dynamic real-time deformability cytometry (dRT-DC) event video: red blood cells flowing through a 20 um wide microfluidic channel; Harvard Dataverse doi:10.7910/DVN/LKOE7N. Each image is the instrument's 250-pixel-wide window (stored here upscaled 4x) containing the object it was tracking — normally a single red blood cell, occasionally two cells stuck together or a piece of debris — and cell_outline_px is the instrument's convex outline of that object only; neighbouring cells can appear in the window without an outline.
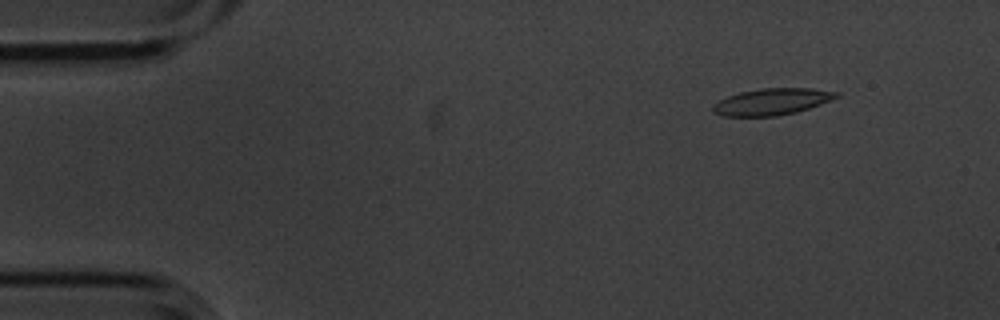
{"species": "common noctule bat (a hibernating species)", "species_latin": "Nyctalus noctula", "temperature_condition": "cold", "stored_images_in_passage": 8, "camera_frame_rate_fps": 3000, "um_per_image_px": 0.085, "animal": {"sex": "male", "body_mass_g": 20.1, "forearm_length_mm": 53.5}, "frame": {"image": 1, "passage_image": 2, "time_ms": 0.333, "image_size_px": [1000, 320], "cell_outline_px": [[840, 96], [820, 104], [796, 112], [776, 116], [724, 116], [712, 112], [712, 104], [728, 96], [740, 92], [760, 88], [812, 88], [840, 92]], "centroid_in_image_um": [65.6, 8.64], "position_along_channel_um": 19.4, "area_um2": 19.13}}
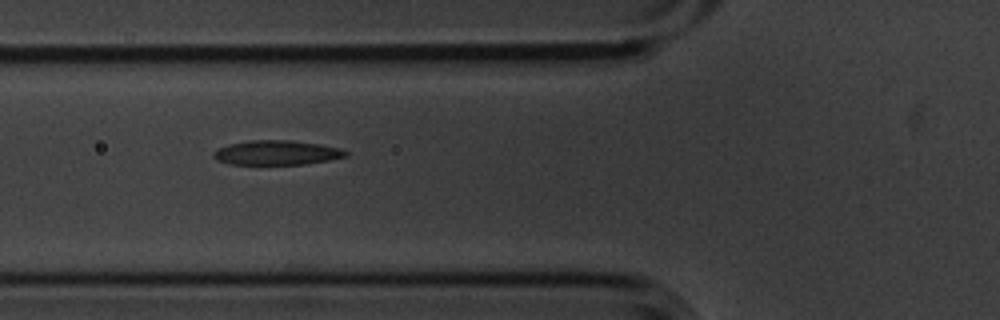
{"frame": {"image": 2, "passage_image": 6, "time_ms": 1.667, "image_size_px": [1000, 320], "cell_outline_px": [[348, 156], [328, 160], [304, 164], [228, 164], [216, 160], [212, 156], [212, 152], [216, 148], [228, 144], [252, 140], [292, 140], [320, 144], [340, 148], [348, 152]], "centroid_in_image_um": [23.48, 12.97], "position_along_channel_um": 102.3, "area_um2": 19.02}}
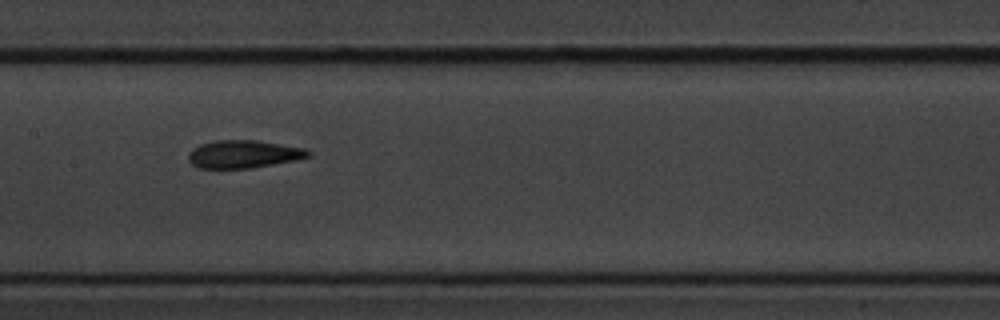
{"frame": {"image": 3, "passage_image": 8, "time_ms": 2.333, "image_size_px": [1000, 320], "cell_outline_px": [[312, 152], [308, 156], [296, 160], [252, 168], [200, 168], [192, 164], [188, 160], [188, 152], [192, 148], [200, 144], [216, 140], [256, 140], [304, 148]], "centroid_in_image_um": [20.67, 13.1], "position_along_channel_um": 186.7, "area_um2": 19.42}}